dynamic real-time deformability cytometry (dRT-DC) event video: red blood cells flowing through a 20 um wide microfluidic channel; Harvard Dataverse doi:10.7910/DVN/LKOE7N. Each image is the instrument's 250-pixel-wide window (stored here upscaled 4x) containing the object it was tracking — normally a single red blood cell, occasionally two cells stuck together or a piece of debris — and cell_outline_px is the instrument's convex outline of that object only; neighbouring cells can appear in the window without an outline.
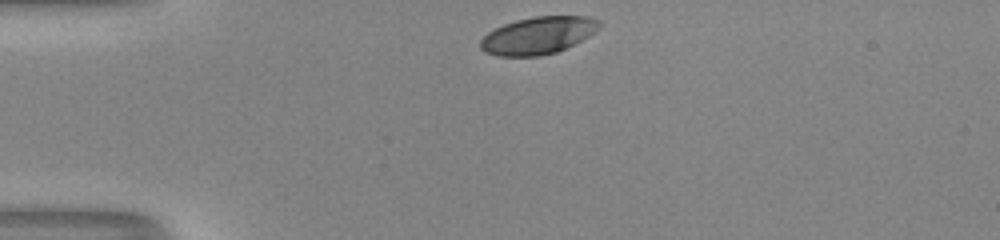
{"species": "human", "species_latin": "Homo sapiens", "temperature_condition": "room temperature", "stored_images_in_passage": 30, "camera_frame_rate_fps": 3000, "um_per_image_px": 0.085, "donor": {"sex": "male"}, "frame": {"image": 1, "passage_image": 1, "time_ms": 0.0, "image_size_px": [1000, 240], "cell_outline_px": [[600, 24], [588, 36], [556, 52], [540, 56], [496, 56], [484, 52], [480, 48], [480, 40], [488, 32], [504, 24], [516, 20], [536, 16], [588, 16], [600, 20]], "centroid_in_image_um": [45.68, 3.01], "position_along_channel_um": 39.3, "area_um2": 25.55}}
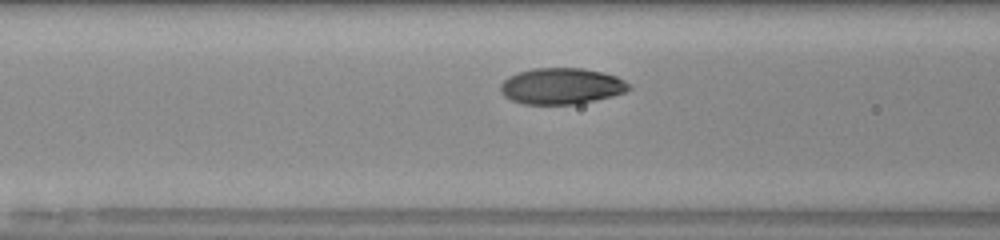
{"frame": {"image": 2, "passage_image": 10, "time_ms": 3.0, "image_size_px": [1000, 240], "cell_outline_px": [[632, 88], [624, 92], [612, 96], [580, 104], [524, 104], [512, 100], [504, 96], [500, 92], [500, 84], [508, 76], [516, 72], [532, 68], [584, 68], [604, 72], [616, 76], [624, 80]], "centroid_in_image_um": [47.71, 7.31], "position_along_channel_um": 118.9, "area_um2": 27.34}}
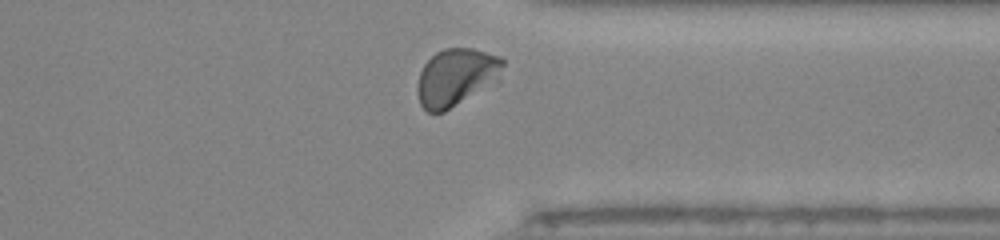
{"frame": {"image": 3, "passage_image": 29, "time_ms": 9.333, "image_size_px": [1000, 240], "cell_outline_px": [[504, 64], [500, 84], [444, 112], [428, 112], [420, 104], [416, 92], [416, 84], [420, 72], [424, 64], [436, 52], [444, 48], [472, 48], [500, 56], [504, 60]], "centroid_in_image_um": [38.84, 6.59], "position_along_channel_um": 372.6, "area_um2": 29.77}, "authors_computed_cell_mechanics": {"area_um2": 27.0215, "velocity_mm_per_s": 4.0269, "shape_relaxation_time_tau1_ms": 3.0969, "shape_relaxation_time_tau2_ms": null, "deformation_change_tau1": 0.1519, "deformation_change_tau2": null}}